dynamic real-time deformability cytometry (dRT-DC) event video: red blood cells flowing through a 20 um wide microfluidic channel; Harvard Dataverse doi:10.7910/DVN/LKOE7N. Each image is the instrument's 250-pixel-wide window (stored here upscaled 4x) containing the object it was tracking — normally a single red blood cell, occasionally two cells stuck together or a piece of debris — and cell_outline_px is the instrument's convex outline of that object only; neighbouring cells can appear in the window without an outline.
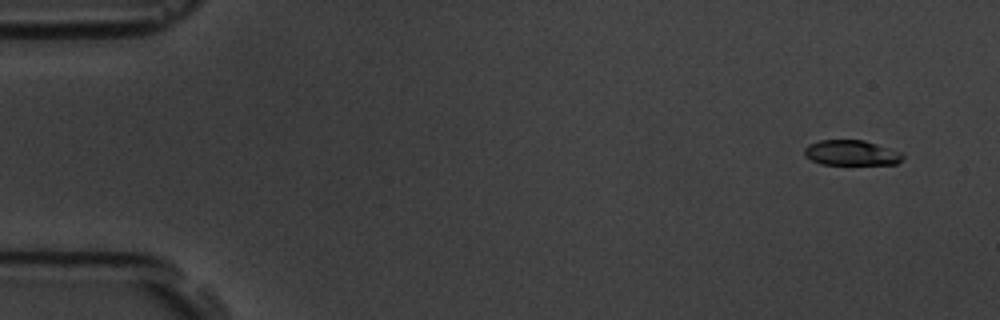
{"species": "common noctule bat (a hibernating species)", "species_latin": "Nyctalus noctula", "temperature_condition": "room temperature", "stored_images_in_passage": 6, "camera_frame_rate_fps": 3000, "um_per_image_px": 0.085, "animal": {"sex": "male", "body_mass_g": 19.5, "forearm_length_mm": 54.6}, "frame": {"image": 1, "passage_image": 1, "time_ms": 0.0, "image_size_px": [1000, 320], "cell_outline_px": [[904, 156], [896, 164], [820, 164], [804, 156], [804, 148], [808, 144], [820, 140], [864, 140], [900, 152]], "centroid_in_image_um": [72.31, 12.99], "position_along_channel_um": 12.7, "area_um2": 14.33}}
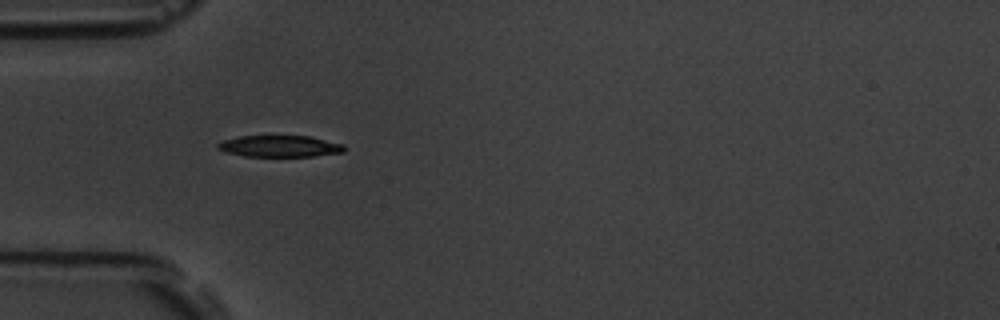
{"frame": {"image": 2, "passage_image": 5, "time_ms": 4.667, "image_size_px": [1000, 320], "cell_outline_px": [[344, 152], [312, 156], [244, 156], [228, 152], [216, 148], [216, 144], [224, 140], [240, 136], [312, 136], [344, 144]], "centroid_in_image_um": [23.8, 12.42], "position_along_channel_um": 61.2, "area_um2": 15.78}}
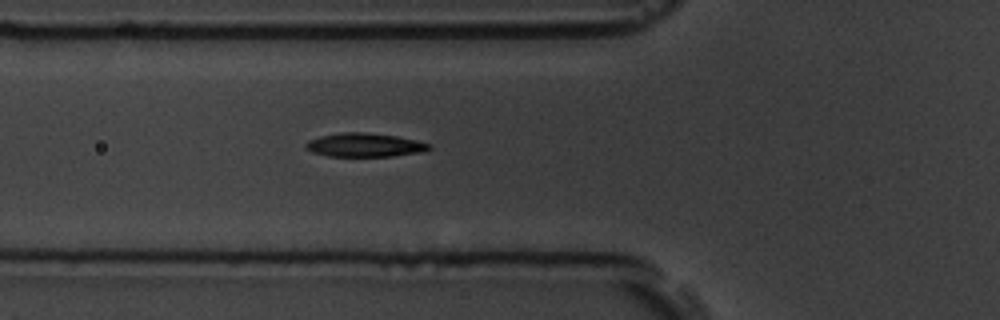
{"frame": {"image": 3, "passage_image": 6, "time_ms": 5.667, "image_size_px": [1000, 320], "cell_outline_px": [[432, 148], [424, 152], [392, 156], [328, 156], [312, 152], [304, 148], [304, 144], [308, 140], [320, 136], [340, 132], [364, 132], [396, 136], [432, 144]], "centroid_in_image_um": [30.98, 12.32], "position_along_channel_um": 94.8, "area_um2": 17.17}}